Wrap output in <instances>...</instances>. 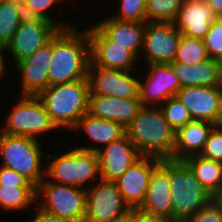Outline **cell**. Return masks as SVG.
I'll return each instance as SVG.
<instances>
[{"label":"cell","instance_id":"6da1fadb","mask_svg":"<svg viewBox=\"0 0 222 222\" xmlns=\"http://www.w3.org/2000/svg\"><path fill=\"white\" fill-rule=\"evenodd\" d=\"M60 29L52 38V56L48 69L49 86L87 79L90 39L85 29Z\"/></svg>","mask_w":222,"mask_h":222},{"label":"cell","instance_id":"7a4b0ae2","mask_svg":"<svg viewBox=\"0 0 222 222\" xmlns=\"http://www.w3.org/2000/svg\"><path fill=\"white\" fill-rule=\"evenodd\" d=\"M125 131L142 155L173 160L176 132L160 106H143Z\"/></svg>","mask_w":222,"mask_h":222},{"label":"cell","instance_id":"3957f363","mask_svg":"<svg viewBox=\"0 0 222 222\" xmlns=\"http://www.w3.org/2000/svg\"><path fill=\"white\" fill-rule=\"evenodd\" d=\"M88 79L48 86L37 97L58 128L72 129L88 113Z\"/></svg>","mask_w":222,"mask_h":222},{"label":"cell","instance_id":"277c9868","mask_svg":"<svg viewBox=\"0 0 222 222\" xmlns=\"http://www.w3.org/2000/svg\"><path fill=\"white\" fill-rule=\"evenodd\" d=\"M172 221L184 222L212 199L184 161L169 159Z\"/></svg>","mask_w":222,"mask_h":222},{"label":"cell","instance_id":"5b68a950","mask_svg":"<svg viewBox=\"0 0 222 222\" xmlns=\"http://www.w3.org/2000/svg\"><path fill=\"white\" fill-rule=\"evenodd\" d=\"M41 150L38 139L0 133L2 166L23 175L35 187L45 178Z\"/></svg>","mask_w":222,"mask_h":222},{"label":"cell","instance_id":"8992f818","mask_svg":"<svg viewBox=\"0 0 222 222\" xmlns=\"http://www.w3.org/2000/svg\"><path fill=\"white\" fill-rule=\"evenodd\" d=\"M46 169V177L52 179L49 181L69 186L82 187L101 177L98 153L77 147L55 157Z\"/></svg>","mask_w":222,"mask_h":222},{"label":"cell","instance_id":"52a82bcc","mask_svg":"<svg viewBox=\"0 0 222 222\" xmlns=\"http://www.w3.org/2000/svg\"><path fill=\"white\" fill-rule=\"evenodd\" d=\"M86 189L44 180L36 187V204L43 210L71 222H84L86 217Z\"/></svg>","mask_w":222,"mask_h":222},{"label":"cell","instance_id":"ba28073f","mask_svg":"<svg viewBox=\"0 0 222 222\" xmlns=\"http://www.w3.org/2000/svg\"><path fill=\"white\" fill-rule=\"evenodd\" d=\"M56 128L58 127L37 96L21 95V99L6 117L5 128L0 132L37 139L39 134Z\"/></svg>","mask_w":222,"mask_h":222},{"label":"cell","instance_id":"9c48e42d","mask_svg":"<svg viewBox=\"0 0 222 222\" xmlns=\"http://www.w3.org/2000/svg\"><path fill=\"white\" fill-rule=\"evenodd\" d=\"M99 180L97 185L91 184V188L86 189L84 222H111L132 210L124 201L116 182Z\"/></svg>","mask_w":222,"mask_h":222},{"label":"cell","instance_id":"30bf717a","mask_svg":"<svg viewBox=\"0 0 222 222\" xmlns=\"http://www.w3.org/2000/svg\"><path fill=\"white\" fill-rule=\"evenodd\" d=\"M181 35L173 22H146L142 48L146 64L173 62Z\"/></svg>","mask_w":222,"mask_h":222},{"label":"cell","instance_id":"8fae6325","mask_svg":"<svg viewBox=\"0 0 222 222\" xmlns=\"http://www.w3.org/2000/svg\"><path fill=\"white\" fill-rule=\"evenodd\" d=\"M87 79L89 95L111 96L120 99L139 97V80L130 71L106 69L95 66L91 61Z\"/></svg>","mask_w":222,"mask_h":222},{"label":"cell","instance_id":"7c38bea8","mask_svg":"<svg viewBox=\"0 0 222 222\" xmlns=\"http://www.w3.org/2000/svg\"><path fill=\"white\" fill-rule=\"evenodd\" d=\"M79 149L98 153L100 179L116 182L142 154L125 134L103 148L78 147Z\"/></svg>","mask_w":222,"mask_h":222},{"label":"cell","instance_id":"4fadbf2b","mask_svg":"<svg viewBox=\"0 0 222 222\" xmlns=\"http://www.w3.org/2000/svg\"><path fill=\"white\" fill-rule=\"evenodd\" d=\"M176 97L189 110L193 120L222 123L221 86H195L179 89Z\"/></svg>","mask_w":222,"mask_h":222},{"label":"cell","instance_id":"5bb4252c","mask_svg":"<svg viewBox=\"0 0 222 222\" xmlns=\"http://www.w3.org/2000/svg\"><path fill=\"white\" fill-rule=\"evenodd\" d=\"M137 211L147 216L172 221L169 159L161 160L152 170L144 202Z\"/></svg>","mask_w":222,"mask_h":222},{"label":"cell","instance_id":"9a60e30c","mask_svg":"<svg viewBox=\"0 0 222 222\" xmlns=\"http://www.w3.org/2000/svg\"><path fill=\"white\" fill-rule=\"evenodd\" d=\"M90 39V57L95 66L106 69L133 71L138 58L124 46L111 42L96 26L87 30ZM135 61V62H134Z\"/></svg>","mask_w":222,"mask_h":222},{"label":"cell","instance_id":"2e32d148","mask_svg":"<svg viewBox=\"0 0 222 222\" xmlns=\"http://www.w3.org/2000/svg\"><path fill=\"white\" fill-rule=\"evenodd\" d=\"M160 162L161 159L142 155L116 181L124 201L132 210H137L144 202L151 172Z\"/></svg>","mask_w":222,"mask_h":222},{"label":"cell","instance_id":"e0dca14e","mask_svg":"<svg viewBox=\"0 0 222 222\" xmlns=\"http://www.w3.org/2000/svg\"><path fill=\"white\" fill-rule=\"evenodd\" d=\"M149 75L145 82L139 80V97L143 106H159L169 98L175 97L180 89V81L174 74L171 64L147 65ZM157 103V105H156Z\"/></svg>","mask_w":222,"mask_h":222},{"label":"cell","instance_id":"ac0fdd59","mask_svg":"<svg viewBox=\"0 0 222 222\" xmlns=\"http://www.w3.org/2000/svg\"><path fill=\"white\" fill-rule=\"evenodd\" d=\"M60 28L54 23H20L7 50L16 63L32 56L56 35Z\"/></svg>","mask_w":222,"mask_h":222},{"label":"cell","instance_id":"d6986e66","mask_svg":"<svg viewBox=\"0 0 222 222\" xmlns=\"http://www.w3.org/2000/svg\"><path fill=\"white\" fill-rule=\"evenodd\" d=\"M52 56V39L32 56L16 63L22 80V95L37 96L49 86L48 69Z\"/></svg>","mask_w":222,"mask_h":222},{"label":"cell","instance_id":"ffe728a7","mask_svg":"<svg viewBox=\"0 0 222 222\" xmlns=\"http://www.w3.org/2000/svg\"><path fill=\"white\" fill-rule=\"evenodd\" d=\"M143 107L140 97L120 99L111 96L89 95L88 113L120 123L126 128Z\"/></svg>","mask_w":222,"mask_h":222},{"label":"cell","instance_id":"44dd1931","mask_svg":"<svg viewBox=\"0 0 222 222\" xmlns=\"http://www.w3.org/2000/svg\"><path fill=\"white\" fill-rule=\"evenodd\" d=\"M217 19L218 16L206 0H186L174 23L182 35L203 40L212 22Z\"/></svg>","mask_w":222,"mask_h":222},{"label":"cell","instance_id":"7402d4cb","mask_svg":"<svg viewBox=\"0 0 222 222\" xmlns=\"http://www.w3.org/2000/svg\"><path fill=\"white\" fill-rule=\"evenodd\" d=\"M111 42L124 46L137 57L143 48L146 22L121 21L111 15L95 25Z\"/></svg>","mask_w":222,"mask_h":222},{"label":"cell","instance_id":"603a6c76","mask_svg":"<svg viewBox=\"0 0 222 222\" xmlns=\"http://www.w3.org/2000/svg\"><path fill=\"white\" fill-rule=\"evenodd\" d=\"M171 68L180 81V89L195 86H221L222 62L217 59L193 64L171 62Z\"/></svg>","mask_w":222,"mask_h":222},{"label":"cell","instance_id":"cb8c5ba5","mask_svg":"<svg viewBox=\"0 0 222 222\" xmlns=\"http://www.w3.org/2000/svg\"><path fill=\"white\" fill-rule=\"evenodd\" d=\"M214 123L192 120L176 132L173 160L184 161L187 157L200 155Z\"/></svg>","mask_w":222,"mask_h":222},{"label":"cell","instance_id":"d4e9b609","mask_svg":"<svg viewBox=\"0 0 222 222\" xmlns=\"http://www.w3.org/2000/svg\"><path fill=\"white\" fill-rule=\"evenodd\" d=\"M72 129H83L93 143L104 144L103 147L113 141L119 140L126 134L125 128L120 123L96 118L89 113L82 116Z\"/></svg>","mask_w":222,"mask_h":222},{"label":"cell","instance_id":"484cf974","mask_svg":"<svg viewBox=\"0 0 222 222\" xmlns=\"http://www.w3.org/2000/svg\"><path fill=\"white\" fill-rule=\"evenodd\" d=\"M184 162L211 196L215 198L221 192L222 163L204 158L201 155L187 157Z\"/></svg>","mask_w":222,"mask_h":222},{"label":"cell","instance_id":"4316f807","mask_svg":"<svg viewBox=\"0 0 222 222\" xmlns=\"http://www.w3.org/2000/svg\"><path fill=\"white\" fill-rule=\"evenodd\" d=\"M36 200V187L0 186V208L20 211Z\"/></svg>","mask_w":222,"mask_h":222},{"label":"cell","instance_id":"83f0119b","mask_svg":"<svg viewBox=\"0 0 222 222\" xmlns=\"http://www.w3.org/2000/svg\"><path fill=\"white\" fill-rule=\"evenodd\" d=\"M209 56L202 39L190 38L181 35L174 62L189 65L197 64L208 60Z\"/></svg>","mask_w":222,"mask_h":222},{"label":"cell","instance_id":"f1b7e54d","mask_svg":"<svg viewBox=\"0 0 222 222\" xmlns=\"http://www.w3.org/2000/svg\"><path fill=\"white\" fill-rule=\"evenodd\" d=\"M186 0H147V22H175Z\"/></svg>","mask_w":222,"mask_h":222},{"label":"cell","instance_id":"f546056e","mask_svg":"<svg viewBox=\"0 0 222 222\" xmlns=\"http://www.w3.org/2000/svg\"><path fill=\"white\" fill-rule=\"evenodd\" d=\"M21 23L16 0L0 3V43L7 46Z\"/></svg>","mask_w":222,"mask_h":222},{"label":"cell","instance_id":"4dcf8cb0","mask_svg":"<svg viewBox=\"0 0 222 222\" xmlns=\"http://www.w3.org/2000/svg\"><path fill=\"white\" fill-rule=\"evenodd\" d=\"M160 106L165 119L175 132L193 120L189 110L176 96L169 98Z\"/></svg>","mask_w":222,"mask_h":222},{"label":"cell","instance_id":"1f68e13d","mask_svg":"<svg viewBox=\"0 0 222 222\" xmlns=\"http://www.w3.org/2000/svg\"><path fill=\"white\" fill-rule=\"evenodd\" d=\"M146 4L147 0H121L120 13L111 17L121 21L147 22Z\"/></svg>","mask_w":222,"mask_h":222},{"label":"cell","instance_id":"d6a6232c","mask_svg":"<svg viewBox=\"0 0 222 222\" xmlns=\"http://www.w3.org/2000/svg\"><path fill=\"white\" fill-rule=\"evenodd\" d=\"M203 41L209 58L222 62V21L219 18L212 22Z\"/></svg>","mask_w":222,"mask_h":222},{"label":"cell","instance_id":"836d02e7","mask_svg":"<svg viewBox=\"0 0 222 222\" xmlns=\"http://www.w3.org/2000/svg\"><path fill=\"white\" fill-rule=\"evenodd\" d=\"M200 155L222 163V125L212 129Z\"/></svg>","mask_w":222,"mask_h":222},{"label":"cell","instance_id":"e575fe53","mask_svg":"<svg viewBox=\"0 0 222 222\" xmlns=\"http://www.w3.org/2000/svg\"><path fill=\"white\" fill-rule=\"evenodd\" d=\"M184 222H222V206L214 198Z\"/></svg>","mask_w":222,"mask_h":222},{"label":"cell","instance_id":"d590c367","mask_svg":"<svg viewBox=\"0 0 222 222\" xmlns=\"http://www.w3.org/2000/svg\"><path fill=\"white\" fill-rule=\"evenodd\" d=\"M0 186L35 187L23 175L3 166L0 167Z\"/></svg>","mask_w":222,"mask_h":222},{"label":"cell","instance_id":"8d00e7d4","mask_svg":"<svg viewBox=\"0 0 222 222\" xmlns=\"http://www.w3.org/2000/svg\"><path fill=\"white\" fill-rule=\"evenodd\" d=\"M27 5L32 9L34 12L41 15L46 21L52 22L57 25L60 29L70 28L71 25H66L65 23H56L58 21L53 20L47 13V10L52 6L55 5L57 2H61L60 0H24Z\"/></svg>","mask_w":222,"mask_h":222},{"label":"cell","instance_id":"74e56055","mask_svg":"<svg viewBox=\"0 0 222 222\" xmlns=\"http://www.w3.org/2000/svg\"><path fill=\"white\" fill-rule=\"evenodd\" d=\"M16 9L21 23H52L30 9L24 0H16Z\"/></svg>","mask_w":222,"mask_h":222},{"label":"cell","instance_id":"f35d334b","mask_svg":"<svg viewBox=\"0 0 222 222\" xmlns=\"http://www.w3.org/2000/svg\"><path fill=\"white\" fill-rule=\"evenodd\" d=\"M36 214L35 216H33V219L31 220V222H71L67 219L61 218L57 215L51 214L45 210H43L42 208H40L36 202Z\"/></svg>","mask_w":222,"mask_h":222},{"label":"cell","instance_id":"ab89813d","mask_svg":"<svg viewBox=\"0 0 222 222\" xmlns=\"http://www.w3.org/2000/svg\"><path fill=\"white\" fill-rule=\"evenodd\" d=\"M134 222H173V221H167L165 219L147 216L141 214L137 210H134Z\"/></svg>","mask_w":222,"mask_h":222},{"label":"cell","instance_id":"60d3db41","mask_svg":"<svg viewBox=\"0 0 222 222\" xmlns=\"http://www.w3.org/2000/svg\"><path fill=\"white\" fill-rule=\"evenodd\" d=\"M206 3L218 17L222 15V0H206Z\"/></svg>","mask_w":222,"mask_h":222},{"label":"cell","instance_id":"b9f144b4","mask_svg":"<svg viewBox=\"0 0 222 222\" xmlns=\"http://www.w3.org/2000/svg\"><path fill=\"white\" fill-rule=\"evenodd\" d=\"M5 50H7V46L0 43V79L1 77H3V74L5 73V69H6V66H4L5 60H4V55H3L4 54L3 52Z\"/></svg>","mask_w":222,"mask_h":222},{"label":"cell","instance_id":"7bdbcfd3","mask_svg":"<svg viewBox=\"0 0 222 222\" xmlns=\"http://www.w3.org/2000/svg\"><path fill=\"white\" fill-rule=\"evenodd\" d=\"M111 222H134V210H131L125 216L118 218L116 220H113Z\"/></svg>","mask_w":222,"mask_h":222},{"label":"cell","instance_id":"ee69618b","mask_svg":"<svg viewBox=\"0 0 222 222\" xmlns=\"http://www.w3.org/2000/svg\"><path fill=\"white\" fill-rule=\"evenodd\" d=\"M215 199L221 204L222 206V190L221 192L215 197Z\"/></svg>","mask_w":222,"mask_h":222},{"label":"cell","instance_id":"f6af8a7d","mask_svg":"<svg viewBox=\"0 0 222 222\" xmlns=\"http://www.w3.org/2000/svg\"><path fill=\"white\" fill-rule=\"evenodd\" d=\"M8 1H12V0H0V3H4V2H8Z\"/></svg>","mask_w":222,"mask_h":222}]
</instances>
